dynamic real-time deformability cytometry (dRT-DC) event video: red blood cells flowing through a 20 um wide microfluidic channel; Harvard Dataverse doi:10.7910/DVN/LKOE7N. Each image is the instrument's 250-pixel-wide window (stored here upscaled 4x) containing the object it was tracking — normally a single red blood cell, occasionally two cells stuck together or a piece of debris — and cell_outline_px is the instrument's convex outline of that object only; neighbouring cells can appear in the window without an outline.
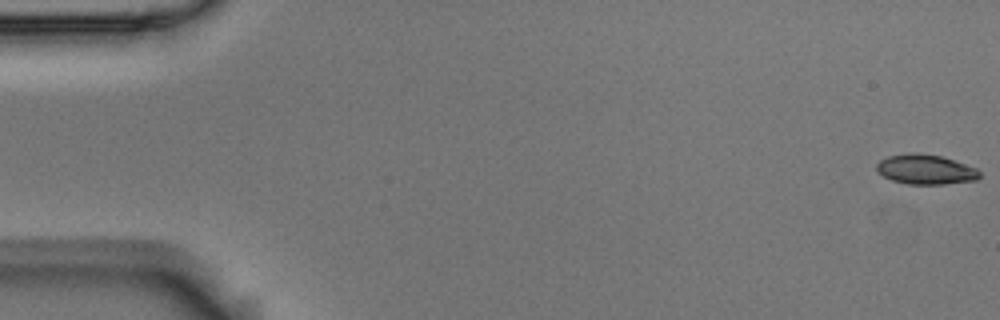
{"species": "Egyptian fruit bat (a non-hibernating species)", "species_latin": "Rousettus aegyptiacus", "temperature_condition": "room temperature", "stored_images_in_passage": 5, "camera_frame_rate_fps": 3000, "um_per_image_px": 0.085, "animal": {"sex": "male"}, "frame": {"image": 1, "passage_image": 1, "time_ms": 0.0, "image_size_px": [1000, 320], "cell_outline_px": [[980, 176], [976, 180], [944, 184], [908, 184], [892, 180], [884, 176], [876, 168], [876, 164], [880, 160], [888, 156], [912, 152], [940, 156], [976, 168], [980, 172]], "centroid_in_image_um": [78.66, 14.4], "position_along_channel_um": 6.3, "area_um2": 17.63}}